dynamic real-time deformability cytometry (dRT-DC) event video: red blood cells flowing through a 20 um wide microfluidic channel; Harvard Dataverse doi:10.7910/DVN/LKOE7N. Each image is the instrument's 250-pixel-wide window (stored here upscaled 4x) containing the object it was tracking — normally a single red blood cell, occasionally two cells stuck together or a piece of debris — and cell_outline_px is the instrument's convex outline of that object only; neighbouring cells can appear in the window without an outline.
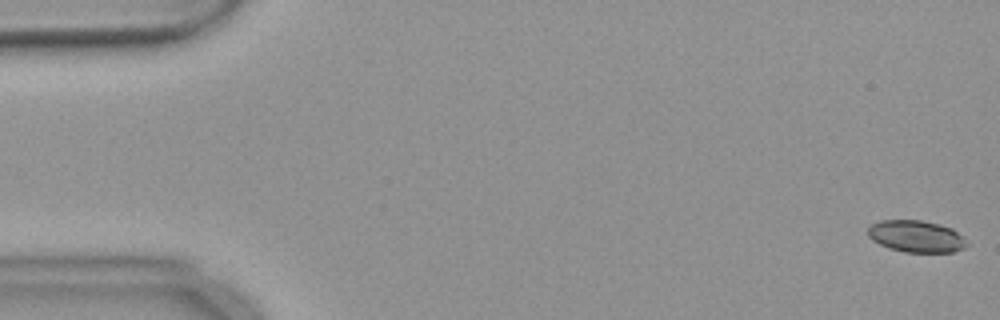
{"species": "common noctule bat (a hibernating species)", "species_latin": "Nyctalus noctula", "temperature_condition": "warm", "stored_images_in_passage": 55, "camera_frame_rate_fps": 3000, "um_per_image_px": 0.085, "animal": {"sex": "female", "body_mass_g": 18.4}, "frame": {"image": 1, "passage_image": 1, "time_ms": 0.0, "image_size_px": [1000, 320], "cell_outline_px": [[968, 244], [964, 248], [952, 252], [904, 252], [888, 248], [872, 240], [868, 236], [868, 228], [872, 224], [880, 220], [920, 220], [940, 224], [952, 228], [964, 236]], "centroid_in_image_um": [77.89, 20.09], "position_along_channel_um": 7.1, "area_um2": 18.5}}
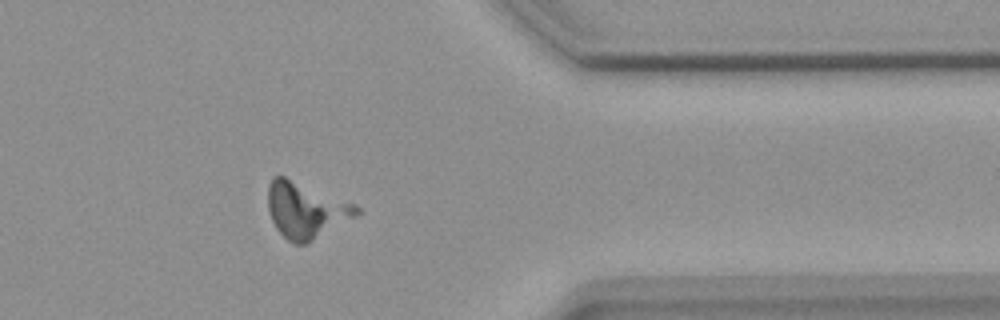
{"frame": {"image": 2, "passage_image": 45, "time_ms": 14.667, "image_size_px": [1000, 320], "cell_outline_px": [[360, 212], [356, 216], [308, 244], [296, 244], [288, 240], [276, 228], [268, 212], [268, 184], [272, 176], [284, 176], [356, 204], [360, 208]], "centroid_in_image_um": [25.99, 17.87], "position_along_channel_um": 385.4, "area_um2": 28.84}}
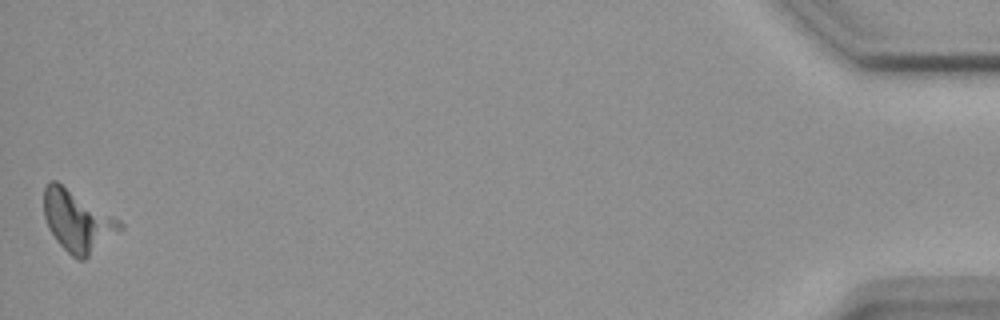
{"frame": {"image": 3, "passage_image": 55, "time_ms": 18.0, "image_size_px": [1000, 320], "cell_outline_px": [[124, 228], [84, 260], [80, 260], [72, 256], [56, 240], [48, 228], [44, 216], [44, 188], [52, 180], [56, 180], [120, 220], [124, 224]], "centroid_in_image_um": [6.59, 18.79], "position_along_channel_um": 428.6, "area_um2": 26.82}}